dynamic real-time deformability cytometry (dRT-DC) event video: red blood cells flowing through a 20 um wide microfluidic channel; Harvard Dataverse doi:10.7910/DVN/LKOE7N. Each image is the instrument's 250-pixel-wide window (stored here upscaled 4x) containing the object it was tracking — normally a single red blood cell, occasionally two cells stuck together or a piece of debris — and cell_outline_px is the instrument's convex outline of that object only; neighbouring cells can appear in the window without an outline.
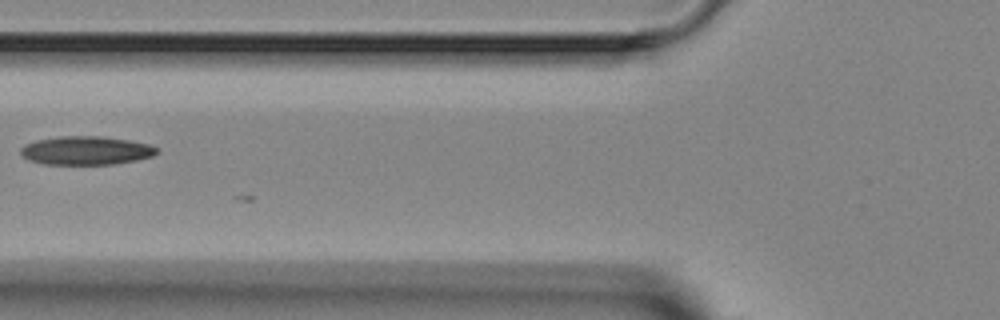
{"species": "Egyptian fruit bat (a non-hibernating species)", "species_latin": "Rousettus aegyptiacus", "temperature_condition": "room temperature", "stored_images_in_passage": 6, "camera_frame_rate_fps": 3000, "um_per_image_px": 0.085, "animal": {"sex": "female"}, "frame": {"image": 1, "passage_image": 5, "time_ms": 6.333, "image_size_px": [1000, 320], "cell_outline_px": [[160, 152], [152, 156], [136, 160], [116, 164], [44, 164], [28, 160], [20, 152], [20, 148], [24, 144], [36, 140], [60, 136], [104, 136], [128, 140], [148, 144], [156, 148]], "centroid_in_image_um": [7.3, 12.79], "position_along_channel_um": 118.5, "area_um2": 22.72}}
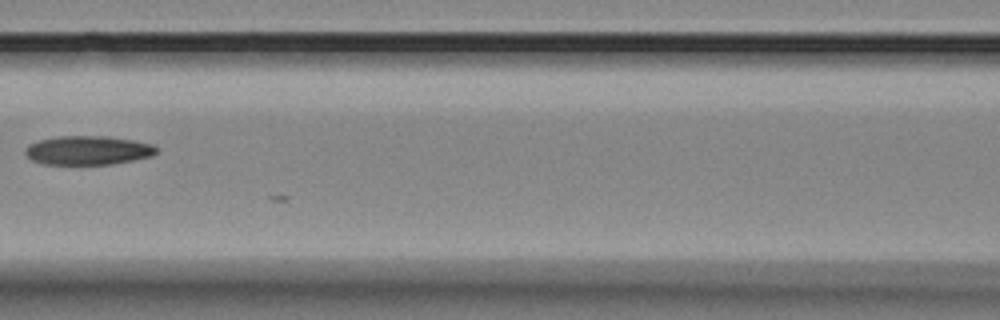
{"frame": {"image": 2, "passage_image": 6, "time_ms": 7.333, "image_size_px": [1000, 320], "cell_outline_px": [[156, 152], [152, 156], [112, 164], [44, 164], [32, 160], [24, 152], [24, 148], [28, 144], [40, 140], [60, 136], [108, 136], [132, 140], [152, 144], [156, 148]], "centroid_in_image_um": [7.45, 12.77], "position_along_channel_um": 159.2, "area_um2": 22.02}}